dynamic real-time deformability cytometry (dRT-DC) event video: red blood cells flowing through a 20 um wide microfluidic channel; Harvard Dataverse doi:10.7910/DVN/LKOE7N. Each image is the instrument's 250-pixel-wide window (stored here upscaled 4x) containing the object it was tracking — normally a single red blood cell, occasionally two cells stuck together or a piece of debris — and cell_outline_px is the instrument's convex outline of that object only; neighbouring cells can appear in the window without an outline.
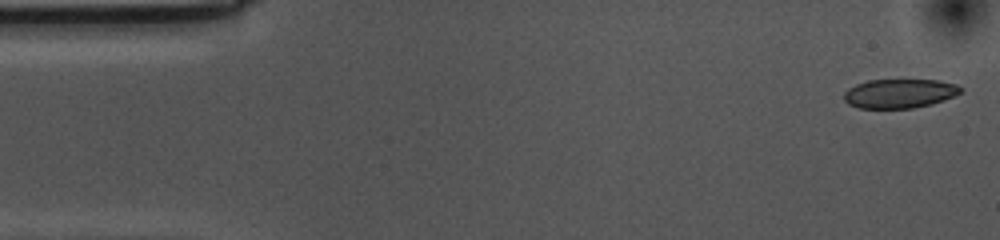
{"species": "common noctule bat (a hibernating species)", "species_latin": "Nyctalus noctula", "temperature_condition": "cold", "stored_images_in_passage": 13, "camera_frame_rate_fps": 3000, "um_per_image_px": 0.085, "animal": {"sex": "female", "body_mass_g": 10.0, "forearm_length_mm": 53.1}, "frame": {"image": 1, "passage_image": 1, "time_ms": 0.0, "image_size_px": [1000, 240], "cell_outline_px": [[960, 92], [944, 100], [932, 104], [912, 108], [860, 108], [848, 104], [844, 100], [844, 92], [848, 88], [856, 84], [868, 80], [936, 80], [956, 84], [960, 88]], "centroid_in_image_um": [76.41, 7.95], "position_along_channel_um": 8.6, "area_um2": 19.65}}
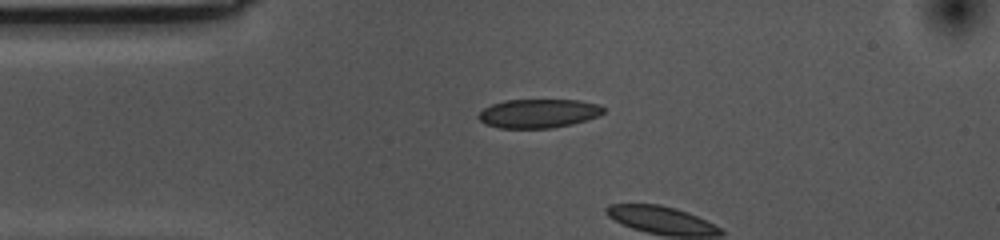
{"frame": {"image": 2, "passage_image": 11, "time_ms": 3.333, "image_size_px": [1000, 240], "cell_outline_px": [[604, 112], [600, 116], [588, 120], [572, 124], [552, 128], [500, 128], [484, 124], [476, 116], [484, 108], [492, 104], [504, 100], [580, 100], [600, 104], [604, 108]], "centroid_in_image_um": [45.79, 9.64], "position_along_channel_um": 39.2, "area_um2": 21.27}}